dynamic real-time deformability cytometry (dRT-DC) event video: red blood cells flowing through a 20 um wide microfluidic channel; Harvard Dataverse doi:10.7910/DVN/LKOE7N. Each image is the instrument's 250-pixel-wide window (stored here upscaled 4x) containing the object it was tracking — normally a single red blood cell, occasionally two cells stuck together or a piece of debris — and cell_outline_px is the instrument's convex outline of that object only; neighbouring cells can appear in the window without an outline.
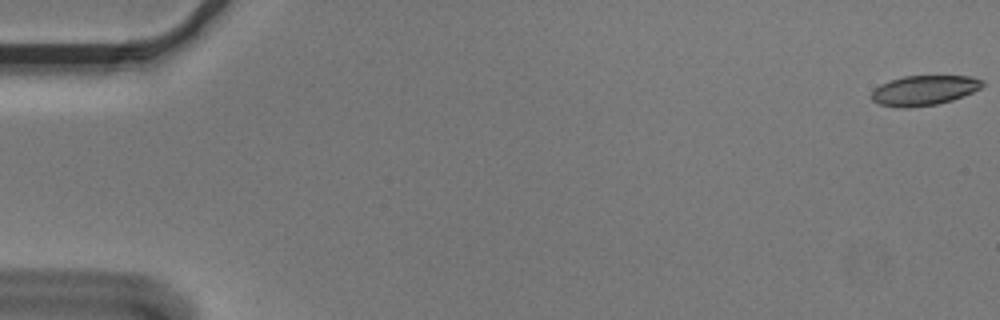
{"species": "Egyptian fruit bat (a non-hibernating species)", "species_latin": "Rousettus aegyptiacus", "temperature_condition": "cold", "stored_images_in_passage": 15, "camera_frame_rate_fps": 3000, "um_per_image_px": 0.085, "animal": {"sex": "male"}, "frame": {"image": 1, "passage_image": 1, "time_ms": 0.0, "image_size_px": [1000, 320], "cell_outline_px": [[984, 84], [980, 88], [964, 96], [952, 100], [936, 104], [908, 108], [900, 108], [880, 104], [872, 100], [872, 92], [880, 84], [904, 76], [972, 76], [984, 80]], "centroid_in_image_um": [78.57, 7.68], "position_along_channel_um": 6.4, "area_um2": 19.25}}
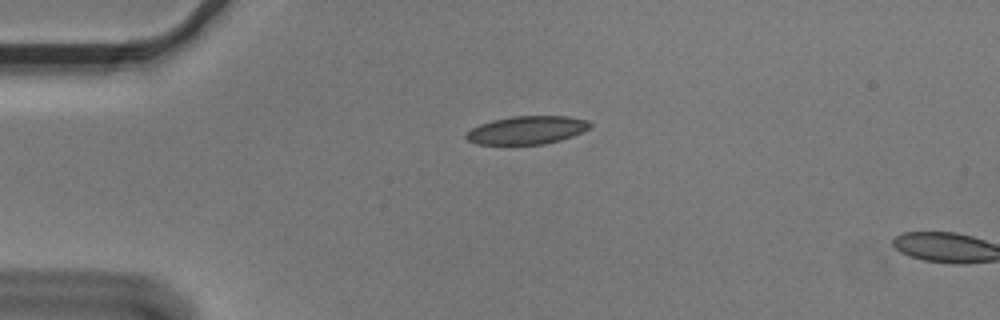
{"frame": {"image": 2, "passage_image": 14, "time_ms": 4.333, "image_size_px": [1000, 320], "cell_outline_px": [[592, 124], [588, 128], [572, 136], [560, 140], [544, 144], [476, 144], [468, 140], [464, 136], [472, 128], [480, 124], [492, 120], [512, 116], [568, 116], [588, 120]], "centroid_in_image_um": [44.78, 11.05], "position_along_channel_um": 40.2, "area_um2": 20.17}}